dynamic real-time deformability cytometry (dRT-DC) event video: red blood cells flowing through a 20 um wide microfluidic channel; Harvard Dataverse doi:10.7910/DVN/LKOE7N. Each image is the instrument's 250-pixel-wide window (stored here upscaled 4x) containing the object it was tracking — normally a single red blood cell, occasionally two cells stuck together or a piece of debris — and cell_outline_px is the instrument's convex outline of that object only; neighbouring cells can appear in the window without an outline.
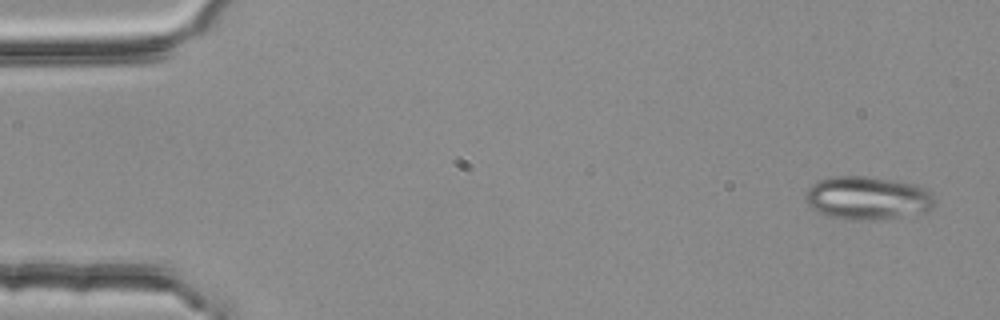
{"species": "common noctule bat (a hibernating species)", "species_latin": "Nyctalus noctula", "temperature_condition": "room temperature", "stored_images_in_passage": 4, "camera_frame_rate_fps": 3000, "um_per_image_px": 0.085, "animal": {"sex": "female", "body_mass_g": 25.1}, "frame": {"image": 1, "passage_image": 4, "time_ms": 1.0, "image_size_px": [1000, 320], "cell_outline_px": [[936, 204], [932, 208], [924, 212], [900, 216], [872, 220], [852, 220], [828, 216], [816, 212], [808, 204], [804, 196], [808, 188], [812, 184], [820, 180], [832, 176], [864, 176], [916, 184], [932, 192], [936, 200]], "centroid_in_image_um": [73.74, 16.83], "position_along_channel_um": 11.3, "area_um2": 32.66}}